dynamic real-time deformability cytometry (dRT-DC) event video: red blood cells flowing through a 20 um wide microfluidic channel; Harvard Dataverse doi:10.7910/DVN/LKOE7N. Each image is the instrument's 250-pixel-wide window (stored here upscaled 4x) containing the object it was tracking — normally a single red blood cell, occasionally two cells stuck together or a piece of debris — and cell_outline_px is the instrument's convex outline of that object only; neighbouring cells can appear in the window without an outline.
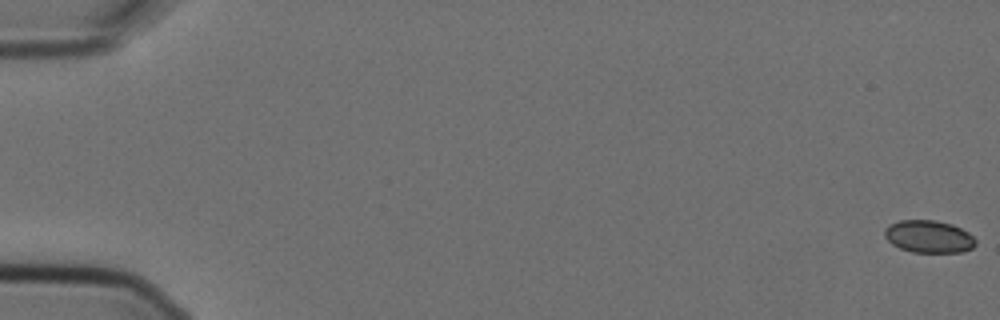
{"species": "Egyptian fruit bat (a non-hibernating species)", "species_latin": "Rousettus aegyptiacus", "temperature_condition": "cold", "stored_images_in_passage": 7, "camera_frame_rate_fps": 3000, "um_per_image_px": 0.085, "animal": {"sex": "female"}, "frame": {"image": 1, "passage_image": 1, "time_ms": 0.0, "image_size_px": [1000, 320], "cell_outline_px": [[976, 244], [972, 248], [960, 252], [912, 252], [900, 248], [892, 244], [884, 236], [884, 228], [888, 224], [900, 220], [936, 220], [952, 224], [968, 232], [976, 240]], "centroid_in_image_um": [78.92, 20.1], "position_along_channel_um": 6.1, "area_um2": 17.28}}
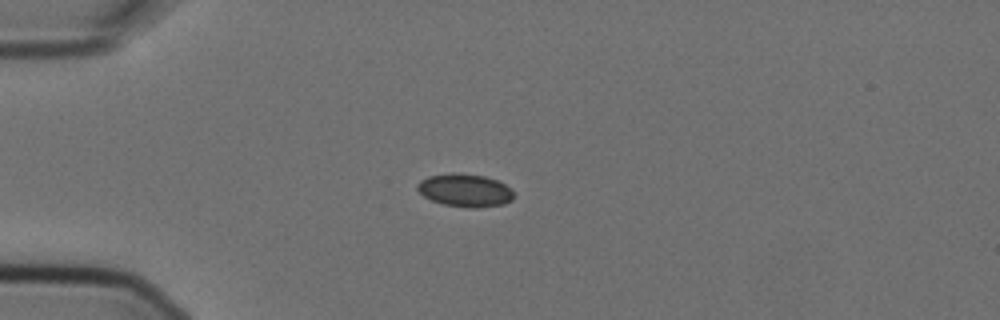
{"frame": {"image": 2, "passage_image": 5, "time_ms": 1.333, "image_size_px": [1000, 320], "cell_outline_px": [[512, 200], [504, 204], [476, 208], [468, 208], [444, 204], [432, 200], [424, 196], [416, 188], [416, 184], [420, 180], [428, 176], [452, 172], [484, 176], [496, 180], [504, 184], [512, 192]], "centroid_in_image_um": [39.48, 16.17], "position_along_channel_um": 45.5, "area_um2": 18.38}}
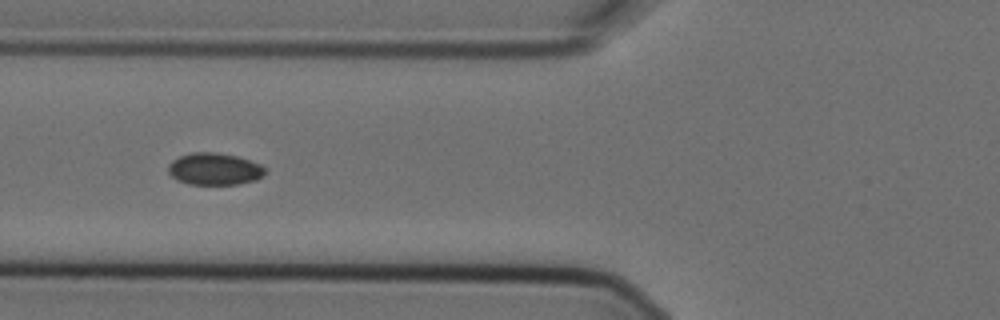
{"frame": {"image": 3, "passage_image": 7, "time_ms": 2.0, "image_size_px": [1000, 320], "cell_outline_px": [[264, 176], [256, 180], [240, 184], [188, 184], [176, 180], [168, 172], [168, 164], [172, 160], [180, 156], [192, 152], [212, 152], [236, 156], [260, 164], [264, 168]], "centroid_in_image_um": [18.2, 14.37], "position_along_channel_um": 107.6, "area_um2": 18.03}}